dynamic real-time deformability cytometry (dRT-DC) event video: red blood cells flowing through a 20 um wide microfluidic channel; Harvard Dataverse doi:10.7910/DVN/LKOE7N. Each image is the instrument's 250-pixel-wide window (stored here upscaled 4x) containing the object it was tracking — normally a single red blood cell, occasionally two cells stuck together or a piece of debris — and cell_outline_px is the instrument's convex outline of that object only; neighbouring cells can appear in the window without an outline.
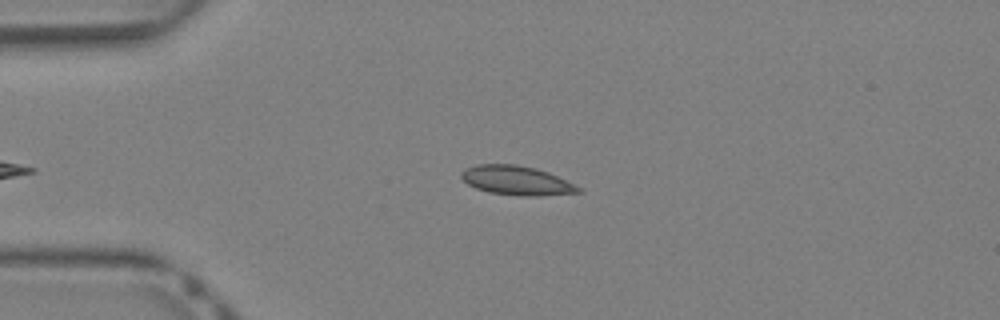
{"species": "Egyptian fruit bat (a non-hibernating species)", "species_latin": "Rousettus aegyptiacus", "temperature_condition": "warm", "stored_images_in_passage": 30, "camera_frame_rate_fps": 3000, "um_per_image_px": 0.085, "animal": {"sex": "female"}, "frame": {"image": 1, "passage_image": 3, "time_ms": 0.667, "image_size_px": [1000, 320], "cell_outline_px": [[584, 192], [540, 196], [520, 196], [488, 192], [476, 188], [468, 184], [460, 176], [460, 172], [464, 168], [476, 164], [516, 164], [536, 168], [548, 172], [584, 188]], "centroid_in_image_um": [43.93, 15.34], "position_along_channel_um": 41.1, "area_um2": 20.23}}
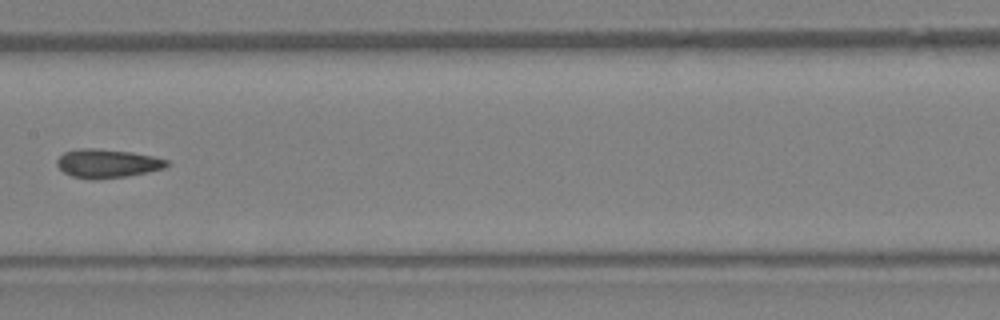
{"frame": {"image": 2, "passage_image": 14, "time_ms": 4.333, "image_size_px": [1000, 320], "cell_outline_px": [[172, 164], [164, 168], [148, 172], [124, 176], [92, 180], [72, 176], [64, 172], [56, 164], [56, 160], [64, 152], [80, 148], [96, 148], [132, 152], [152, 156], [168, 160]], "centroid_in_image_um": [9.13, 13.89], "position_along_channel_um": 198.3, "area_um2": 18.38}}
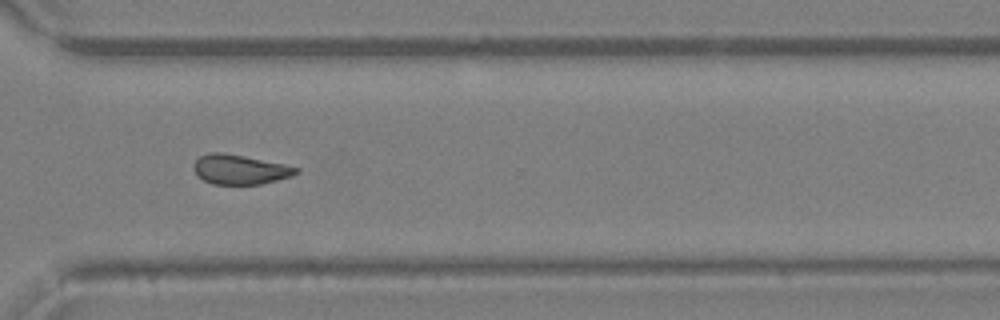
{"frame": {"image": 3, "passage_image": 23, "time_ms": 7.333, "image_size_px": [1000, 320], "cell_outline_px": [[300, 172], [292, 176], [260, 184], [212, 184], [204, 180], [192, 168], [192, 164], [200, 156], [208, 152], [220, 152], [244, 156], [284, 164], [300, 168]], "centroid_in_image_um": [20.39, 14.4], "position_along_channel_um": 350.2, "area_um2": 17.63}}